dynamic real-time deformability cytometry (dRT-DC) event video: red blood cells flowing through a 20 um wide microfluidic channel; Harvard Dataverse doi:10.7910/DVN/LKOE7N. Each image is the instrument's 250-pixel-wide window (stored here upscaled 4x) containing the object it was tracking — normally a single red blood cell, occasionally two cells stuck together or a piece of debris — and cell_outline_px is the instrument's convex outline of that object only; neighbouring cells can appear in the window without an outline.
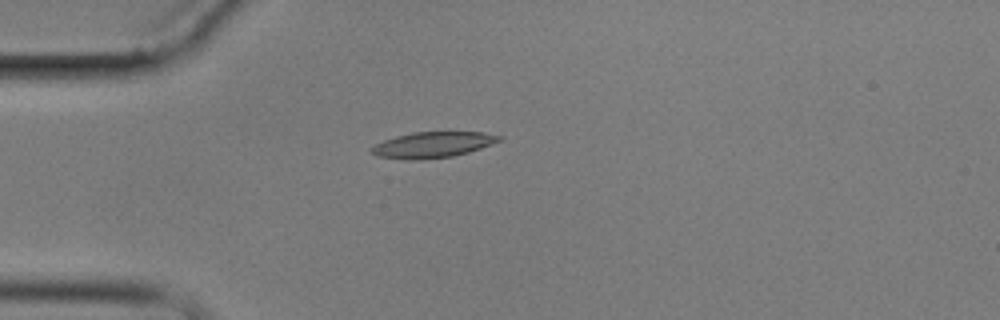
{"species": "common noctule bat (a hibernating species)", "species_latin": "Nyctalus noctula", "temperature_condition": "cold", "stored_images_in_passage": 4, "camera_frame_rate_fps": 3000, "um_per_image_px": 0.085, "animal": {"sex": "male", "body_mass_g": 17.9}, "frame": {"image": 1, "passage_image": 1, "time_ms": 0.0, "image_size_px": [1000, 320], "cell_outline_px": [[504, 140], [468, 152], [452, 156], [420, 160], [408, 160], [376, 156], [368, 148], [384, 140], [396, 136], [412, 132], [484, 132], [504, 136]], "centroid_in_image_um": [36.8, 12.3], "position_along_channel_um": 48.2, "area_um2": 19.36}}
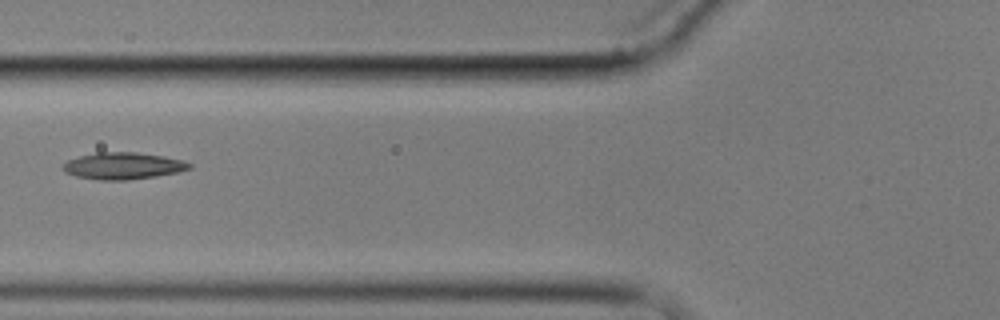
{"frame": {"image": 2, "passage_image": 3, "time_ms": 2.333, "image_size_px": [1000, 320], "cell_outline_px": [[192, 168], [176, 172], [156, 176], [128, 180], [100, 180], [76, 176], [64, 172], [60, 168], [68, 160], [80, 156], [96, 152], [136, 152], [164, 156], [180, 160], [192, 164]], "centroid_in_image_um": [10.43, 14.1], "position_along_channel_um": 115.4, "area_um2": 19.71}}
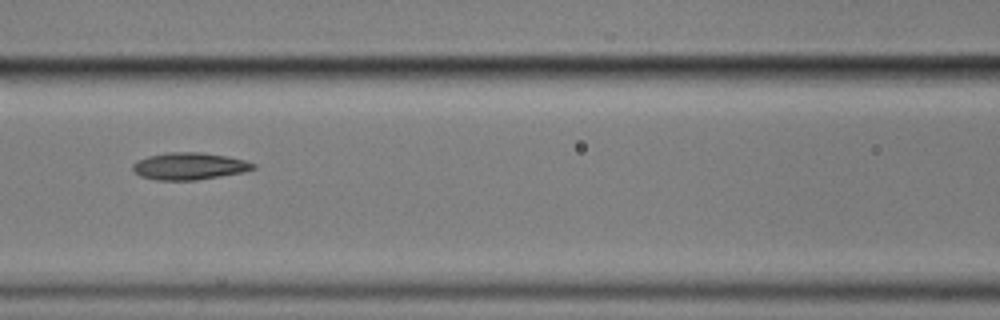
{"frame": {"image": 3, "passage_image": 4, "time_ms": 3.333, "image_size_px": [1000, 320], "cell_outline_px": [[256, 168], [244, 172], [196, 180], [156, 180], [140, 176], [132, 168], [132, 164], [136, 160], [148, 156], [168, 152], [200, 152], [228, 156], [244, 160], [256, 164]], "centroid_in_image_um": [16.09, 14.12], "position_along_channel_um": 150.5, "area_um2": 19.07}}